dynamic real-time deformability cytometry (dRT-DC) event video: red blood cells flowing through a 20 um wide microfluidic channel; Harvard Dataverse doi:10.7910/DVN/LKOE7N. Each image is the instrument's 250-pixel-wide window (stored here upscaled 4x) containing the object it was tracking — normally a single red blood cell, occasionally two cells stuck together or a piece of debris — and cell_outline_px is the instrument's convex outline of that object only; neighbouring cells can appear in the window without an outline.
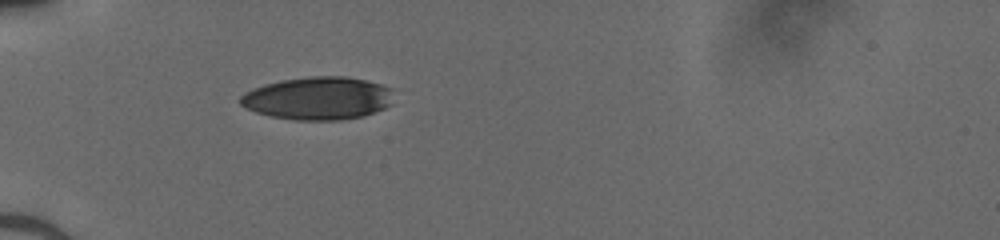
{"species": "human", "species_latin": "Homo sapiens", "temperature_condition": "cold", "stored_images_in_passage": 7, "camera_frame_rate_fps": 3000, "um_per_image_px": 0.085, "donor": {"sex": "male"}, "frame": {"image": 1, "passage_image": 1, "time_ms": 0.0, "image_size_px": [1000, 240], "cell_outline_px": [[392, 104], [384, 108], [364, 116], [340, 120], [292, 120], [272, 116], [256, 112], [240, 104], [240, 96], [244, 92], [252, 88], [264, 84], [284, 80], [312, 76], [344, 76], [364, 80], [380, 84], [392, 88]], "centroid_in_image_um": [27.04, 8.36], "position_along_channel_um": 58.0, "area_um2": 38.32}}
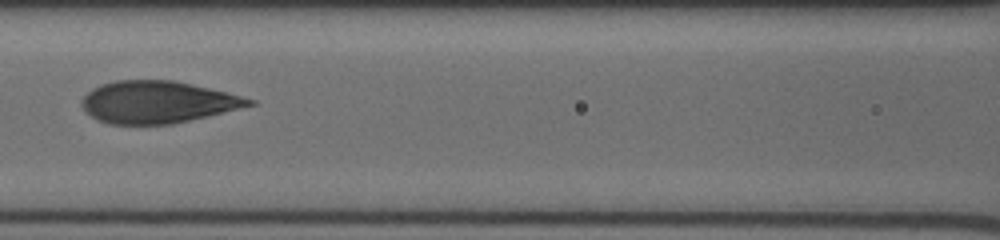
{"frame": {"image": 2, "passage_image": 4, "time_ms": 1.0, "image_size_px": [1000, 240], "cell_outline_px": [[256, 104], [172, 124], [108, 124], [92, 116], [80, 104], [80, 100], [92, 88], [100, 84], [116, 80], [172, 80], [192, 84], [256, 100]], "centroid_in_image_um": [13.35, 8.67], "position_along_channel_um": 153.3, "area_um2": 40.58}}
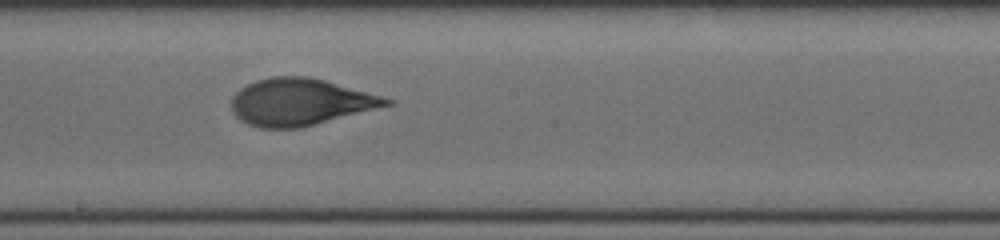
{"frame": {"image": 3, "passage_image": 6, "time_ms": 1.667, "image_size_px": [1000, 240], "cell_outline_px": [[392, 104], [300, 128], [260, 128], [248, 124], [240, 120], [232, 112], [232, 96], [240, 88], [256, 80], [272, 76], [308, 76], [324, 80], [380, 96], [392, 100]], "centroid_in_image_um": [25.44, 8.67], "position_along_channel_um": 222.8, "area_um2": 41.85}}